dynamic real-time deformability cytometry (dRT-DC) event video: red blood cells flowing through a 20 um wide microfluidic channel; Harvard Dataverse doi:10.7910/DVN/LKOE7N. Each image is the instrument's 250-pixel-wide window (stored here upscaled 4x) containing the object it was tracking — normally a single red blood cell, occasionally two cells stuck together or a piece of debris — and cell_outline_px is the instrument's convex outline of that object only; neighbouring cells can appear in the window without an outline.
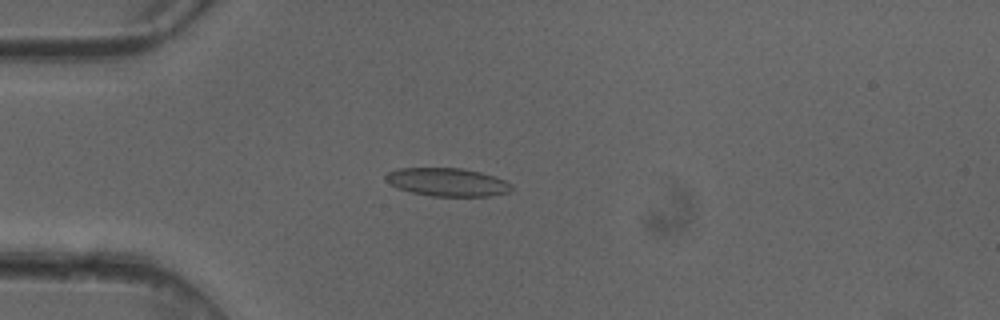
{"species": "common noctule bat (a hibernating species)", "species_latin": "Nyctalus noctula", "temperature_condition": "cold", "stored_images_in_passage": 5, "camera_frame_rate_fps": 3000, "um_per_image_px": 0.085, "animal": {"sex": "female"}, "frame": {"image": 1, "passage_image": 4, "time_ms": 1.0, "image_size_px": [1000, 320], "cell_outline_px": [[512, 188], [508, 192], [488, 196], [432, 196], [412, 192], [400, 188], [384, 180], [384, 176], [388, 172], [400, 168], [460, 168], [480, 172], [504, 180], [512, 184]], "centroid_in_image_um": [38.01, 15.47], "position_along_channel_um": 47.0, "area_um2": 20.4}}